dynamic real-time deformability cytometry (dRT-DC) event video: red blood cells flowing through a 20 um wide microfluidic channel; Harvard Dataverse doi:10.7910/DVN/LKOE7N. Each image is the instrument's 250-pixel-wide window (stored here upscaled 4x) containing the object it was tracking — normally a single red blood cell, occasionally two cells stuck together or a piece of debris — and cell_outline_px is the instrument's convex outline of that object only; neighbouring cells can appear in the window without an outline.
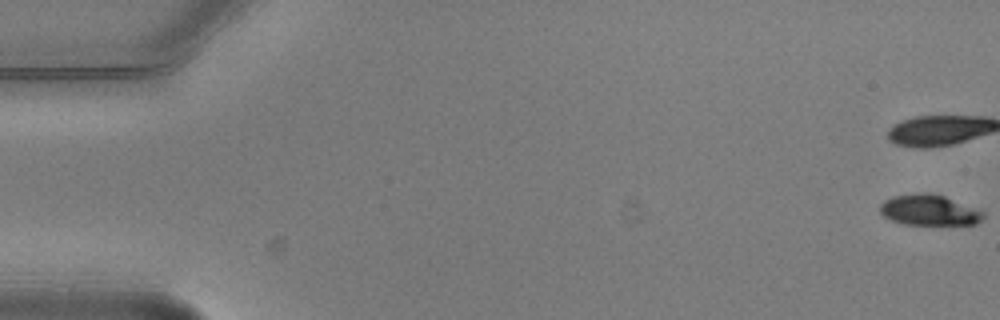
{"species": "common noctule bat (a hibernating species)", "species_latin": "Nyctalus noctula", "temperature_condition": "warm", "stored_images_in_passage": 4, "camera_frame_rate_fps": 3000, "um_per_image_px": 0.085, "animal": {"sex": "male", "body_mass_g": 20.5, "forearm_length_mm": 52.5}, "frame": {"image": 1, "passage_image": 1, "time_ms": 0.0, "image_size_px": [1000, 320], "cell_outline_px": [[984, 216], [976, 224], [904, 224], [892, 220], [884, 216], [880, 212], [880, 204], [884, 200], [892, 196], [920, 192], [928, 192], [944, 196], [984, 212]], "centroid_in_image_um": [78.94, 17.84], "position_along_channel_um": 6.1, "area_um2": 18.26}}